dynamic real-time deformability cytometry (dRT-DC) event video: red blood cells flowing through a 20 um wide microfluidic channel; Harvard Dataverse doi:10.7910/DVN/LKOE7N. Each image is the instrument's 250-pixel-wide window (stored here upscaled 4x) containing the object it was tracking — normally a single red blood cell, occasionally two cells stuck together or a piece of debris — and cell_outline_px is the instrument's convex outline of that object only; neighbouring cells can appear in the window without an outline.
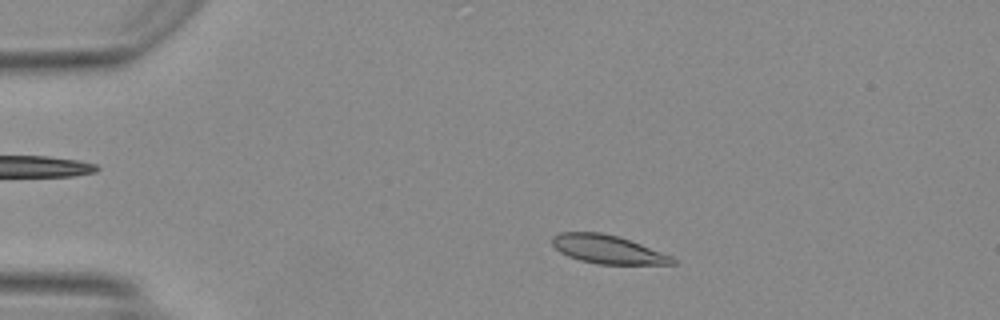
{"species": "Egyptian fruit bat (a non-hibernating species)", "species_latin": "Rousettus aegyptiacus", "temperature_condition": "warm", "stored_images_in_passage": 47, "camera_frame_rate_fps": 3000, "um_per_image_px": 0.085, "animal": {"sex": "female"}, "frame": {"image": 1, "passage_image": 8, "time_ms": 2.333, "image_size_px": [1000, 320], "cell_outline_px": [[676, 264], [600, 264], [580, 260], [568, 256], [560, 252], [552, 244], [552, 236], [560, 232], [600, 232], [616, 236], [640, 244], [672, 256], [676, 260]], "centroid_in_image_um": [51.63, 21.2], "position_along_channel_um": 33.4, "area_um2": 19.71}}
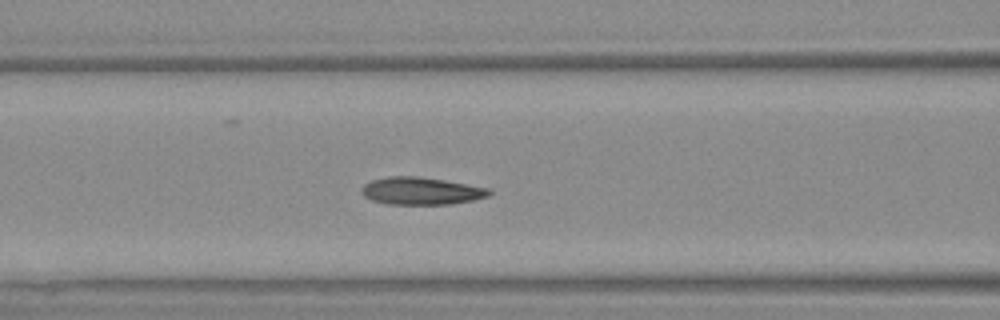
{"frame": {"image": 2, "passage_image": 19, "time_ms": 6.0, "image_size_px": [1000, 320], "cell_outline_px": [[492, 192], [488, 196], [472, 200], [452, 204], [388, 204], [372, 200], [364, 196], [360, 192], [360, 188], [364, 184], [372, 180], [388, 176], [416, 176], [488, 188]], "centroid_in_image_um": [35.74, 16.24], "position_along_channel_um": 130.9, "area_um2": 20.17}}
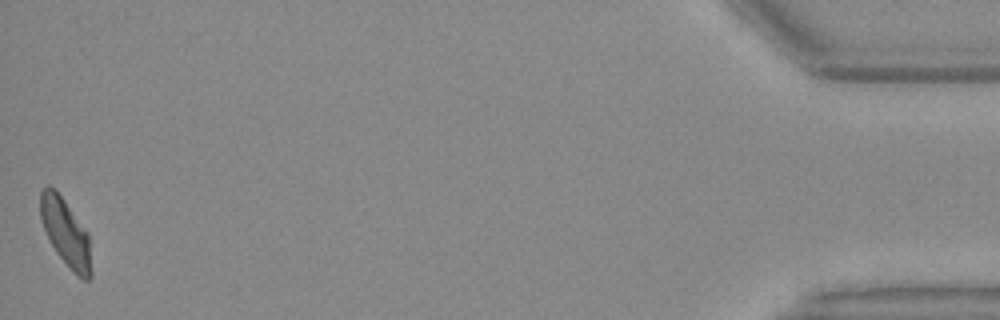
{"frame": {"image": 3, "passage_image": 47, "time_ms": 15.333, "image_size_px": [1000, 320], "cell_outline_px": [[92, 276], [88, 280], [84, 280], [76, 276], [72, 272], [56, 252], [44, 228], [40, 216], [40, 192], [48, 184], [56, 188], [88, 232], [92, 272]], "centroid_in_image_um": [5.6, 19.77], "position_along_channel_um": 429.6, "area_um2": 20.17}, "authors_computed_cell_mechanics": {"area_um2": 20.1722, "velocity_mm_per_s": 4.1814, "shape_relaxation_time_tau1_ms": 6.7179, "shape_relaxation_time_tau2_ms": 1.4212, "deformation_change_tau1": 0.1726, "deformation_change_tau2": 0.0667}}